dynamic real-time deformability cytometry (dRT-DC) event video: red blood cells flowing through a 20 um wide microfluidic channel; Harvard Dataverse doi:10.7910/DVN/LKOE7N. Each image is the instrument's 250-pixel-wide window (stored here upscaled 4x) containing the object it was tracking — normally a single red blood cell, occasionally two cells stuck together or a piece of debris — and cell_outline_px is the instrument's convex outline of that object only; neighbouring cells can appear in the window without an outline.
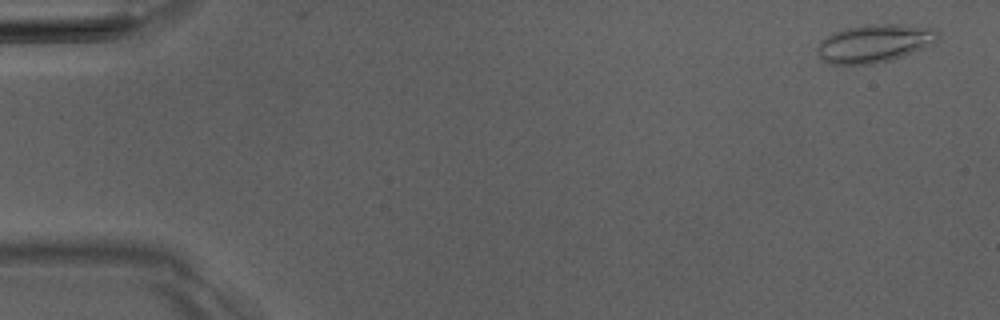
{"species": "Egyptian fruit bat (a non-hibernating species)", "species_latin": "Rousettus aegyptiacus", "temperature_condition": "room temperature", "stored_images_in_passage": 4, "camera_frame_rate_fps": 3000, "um_per_image_px": 0.085, "animal": {"sex": "male"}, "frame": {"image": 1, "passage_image": 1, "time_ms": 0.0, "image_size_px": [1000, 320], "cell_outline_px": [[940, 40], [936, 44], [904, 56], [892, 60], [872, 64], [828, 64], [816, 52], [816, 48], [832, 32], [844, 28], [864, 24], [900, 24], [936, 28], [940, 36]], "centroid_in_image_um": [74.41, 3.68], "position_along_channel_um": 10.6, "area_um2": 27.22}}